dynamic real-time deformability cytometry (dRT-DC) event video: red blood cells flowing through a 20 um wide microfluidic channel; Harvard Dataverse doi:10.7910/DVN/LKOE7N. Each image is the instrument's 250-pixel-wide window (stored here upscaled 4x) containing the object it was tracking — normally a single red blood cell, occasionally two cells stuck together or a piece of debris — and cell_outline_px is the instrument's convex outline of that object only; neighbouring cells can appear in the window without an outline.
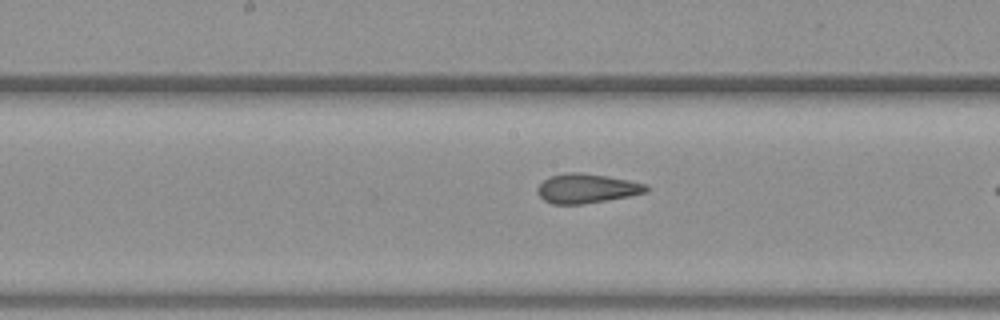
{"species": "common noctule bat (a hibernating species)", "species_latin": "Nyctalus noctula", "temperature_condition": "warm", "stored_images_in_passage": 14, "camera_frame_rate_fps": 3000, "um_per_image_px": 0.085, "animal": {"sex": "female", "body_mass_g": 19.3, "forearm_length_mm": 54.1}, "frame": {"image": 1, "passage_image": 12, "time_ms": 3.667, "image_size_px": [1000, 320], "cell_outline_px": [[648, 192], [628, 196], [580, 204], [552, 204], [544, 200], [536, 192], [536, 188], [544, 180], [552, 176], [568, 172], [580, 172], [628, 180], [648, 184]], "centroid_in_image_um": [49.85, 16.01], "position_along_channel_um": 198.3, "area_um2": 18.38}}